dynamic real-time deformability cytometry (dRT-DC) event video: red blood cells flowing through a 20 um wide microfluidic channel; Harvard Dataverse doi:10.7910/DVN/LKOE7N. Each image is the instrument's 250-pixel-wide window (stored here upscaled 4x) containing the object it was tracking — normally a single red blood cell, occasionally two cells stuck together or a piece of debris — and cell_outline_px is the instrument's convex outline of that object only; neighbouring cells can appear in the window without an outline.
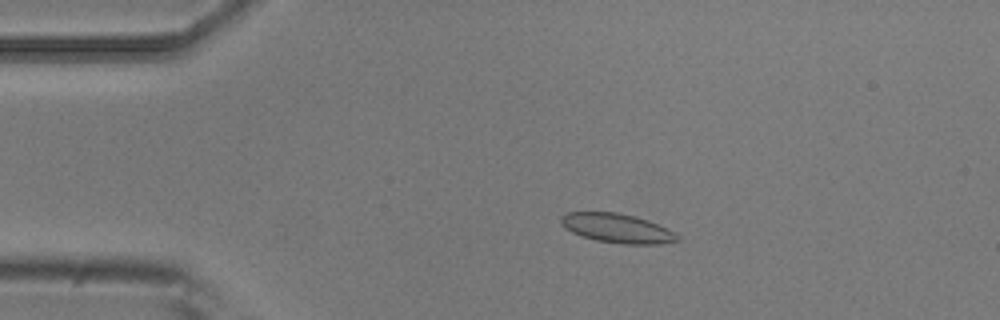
{"species": "common noctule bat (a hibernating species)", "species_latin": "Nyctalus noctula", "temperature_condition": "room temperature", "stored_images_in_passage": 4, "camera_frame_rate_fps": 3000, "um_per_image_px": 0.085, "animal": {"sex": "male", "body_mass_g": 20.5, "forearm_length_mm": 52.5}, "frame": {"image": 1, "passage_image": 3, "time_ms": 0.667, "image_size_px": [1000, 320], "cell_outline_px": [[680, 240], [660, 244], [624, 244], [596, 240], [572, 232], [564, 228], [560, 220], [560, 216], [564, 212], [616, 212], [648, 220], [668, 228], [676, 232], [680, 236]], "centroid_in_image_um": [52.48, 19.4], "position_along_channel_um": 32.5, "area_um2": 19.88}}